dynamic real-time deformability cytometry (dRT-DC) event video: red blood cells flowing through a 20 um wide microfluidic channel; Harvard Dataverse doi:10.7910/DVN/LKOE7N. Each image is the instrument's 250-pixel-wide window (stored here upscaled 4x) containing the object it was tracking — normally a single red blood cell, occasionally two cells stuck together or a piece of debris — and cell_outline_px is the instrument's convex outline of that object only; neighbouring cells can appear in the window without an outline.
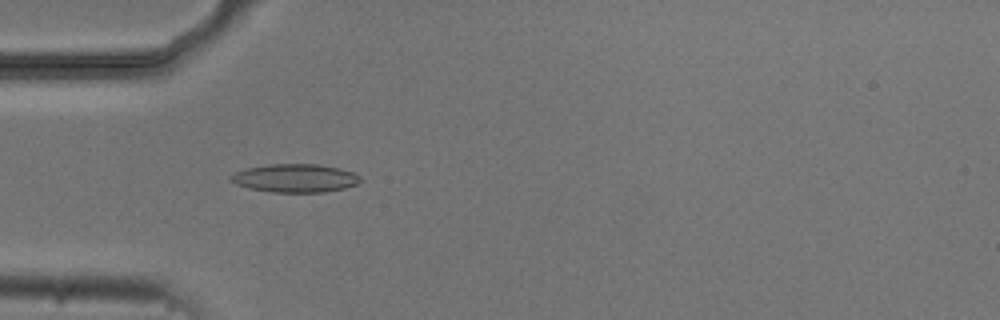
{"species": "common noctule bat (a hibernating species)", "species_latin": "Nyctalus noctula", "temperature_condition": "cold", "stored_images_in_passage": 5, "camera_frame_rate_fps": 3000, "um_per_image_px": 0.085, "animal": {"sex": "male", "body_mass_g": 20.5, "forearm_length_mm": 52.5}, "frame": {"image": 1, "passage_image": 4, "time_ms": 5.0, "image_size_px": [1000, 320], "cell_outline_px": [[364, 180], [356, 184], [344, 188], [324, 192], [272, 192], [248, 188], [236, 184], [228, 176], [236, 172], [248, 168], [268, 164], [316, 164], [340, 168], [352, 172], [360, 176]], "centroid_in_image_um": [25.11, 15.14], "position_along_channel_um": 59.9, "area_um2": 21.33}}
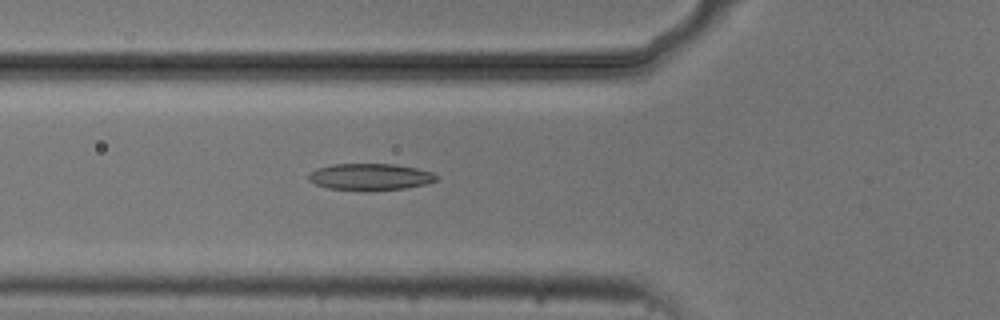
{"frame": {"image": 2, "passage_image": 5, "time_ms": 6.0, "image_size_px": [1000, 320], "cell_outline_px": [[436, 180], [428, 184], [404, 188], [368, 192], [364, 192], [328, 188], [316, 184], [308, 180], [308, 176], [316, 168], [332, 164], [396, 164], [416, 168], [432, 172], [436, 176]], "centroid_in_image_um": [31.45, 15.05], "position_along_channel_um": 94.3, "area_um2": 20.17}}